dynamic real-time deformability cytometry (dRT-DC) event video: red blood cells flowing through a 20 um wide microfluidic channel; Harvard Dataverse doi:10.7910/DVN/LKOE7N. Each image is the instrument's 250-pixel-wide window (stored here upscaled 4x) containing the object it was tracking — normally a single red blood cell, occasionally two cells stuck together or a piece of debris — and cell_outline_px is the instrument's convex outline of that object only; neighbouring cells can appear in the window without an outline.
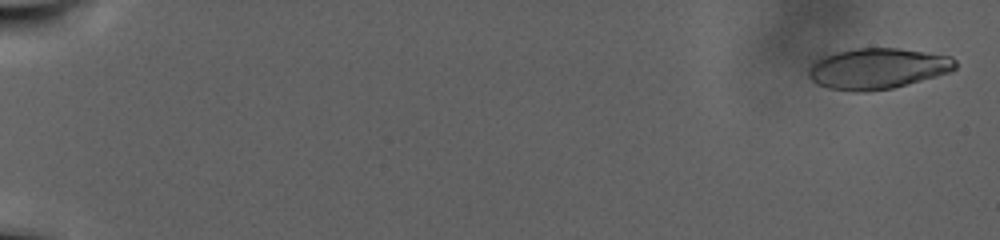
{"species": "human", "species_latin": "Homo sapiens", "temperature_condition": "warm", "stored_images_in_passage": 112, "camera_frame_rate_fps": 3000, "um_per_image_px": 0.085, "donor": {"sex": "male"}, "frame": {"image": 1, "passage_image": 3, "time_ms": 0.667, "image_size_px": [1000, 240], "cell_outline_px": [[956, 68], [948, 72], [936, 76], [908, 84], [892, 88], [864, 92], [856, 92], [828, 88], [816, 84], [808, 76], [808, 68], [820, 56], [836, 52], [856, 48], [900, 48], [952, 56], [956, 60]], "centroid_in_image_um": [74.57, 5.82], "position_along_channel_um": 10.4, "area_um2": 35.08}}
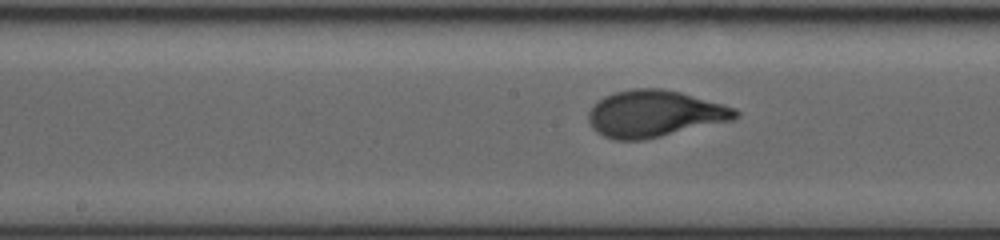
{"frame": {"image": 2, "passage_image": 63, "time_ms": 20.667, "image_size_px": [1000, 240], "cell_outline_px": [[740, 116], [732, 120], [644, 140], [612, 140], [596, 132], [592, 128], [588, 120], [588, 112], [604, 96], [616, 92], [632, 88], [660, 88], [680, 92], [736, 108], [740, 112]], "centroid_in_image_um": [55.63, 9.67], "position_along_channel_um": 192.6, "area_um2": 39.88}}
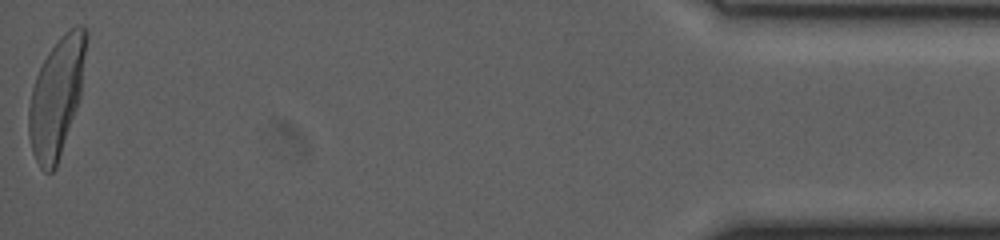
{"frame": {"image": 3, "passage_image": 112, "time_ms": 37.0, "image_size_px": [1000, 240], "cell_outline_px": [[88, 36], [80, 96], [56, 168], [52, 172], [44, 172], [40, 168], [32, 152], [28, 136], [28, 108], [32, 88], [36, 76], [48, 52], [60, 36], [64, 32], [76, 24], [80, 24], [88, 28]], "centroid_in_image_um": [4.81, 8.21], "position_along_channel_um": 430.4, "area_um2": 39.71}}